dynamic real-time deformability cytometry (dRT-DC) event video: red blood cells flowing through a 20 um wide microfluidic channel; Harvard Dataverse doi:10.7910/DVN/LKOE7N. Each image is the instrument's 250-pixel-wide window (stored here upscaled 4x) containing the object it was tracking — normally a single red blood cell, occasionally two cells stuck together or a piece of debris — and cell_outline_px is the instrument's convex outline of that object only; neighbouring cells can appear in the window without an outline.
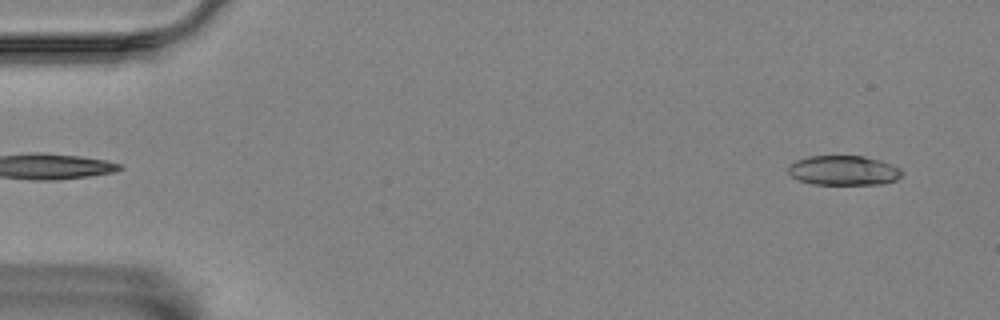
{"species": "Egyptian fruit bat (a non-hibernating species)", "species_latin": "Rousettus aegyptiacus", "temperature_condition": "room temperature", "stored_images_in_passage": 52, "camera_frame_rate_fps": 3000, "um_per_image_px": 0.085, "animal": {"sex": "female"}, "frame": {"image": 1, "passage_image": 2, "time_ms": 0.333, "image_size_px": [1000, 320], "cell_outline_px": [[904, 172], [896, 180], [884, 184], [812, 184], [800, 180], [792, 176], [788, 172], [788, 168], [796, 160], [808, 156], [864, 156], [880, 160], [892, 164], [900, 168]], "centroid_in_image_um": [71.74, 14.48], "position_along_channel_um": 13.3, "area_um2": 19.65}}
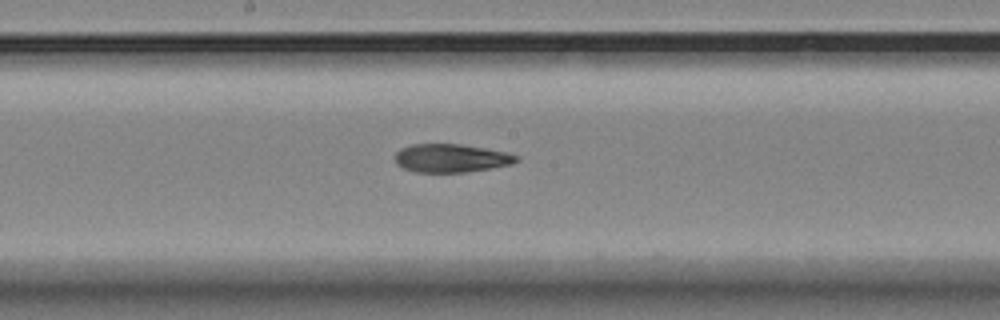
{"frame": {"image": 2, "passage_image": 28, "time_ms": 9.0, "image_size_px": [1000, 320], "cell_outline_px": [[520, 160], [512, 164], [492, 168], [468, 172], [416, 172], [404, 168], [396, 164], [396, 152], [400, 148], [412, 144], [460, 144], [508, 152], [520, 156]], "centroid_in_image_um": [38.39, 13.44], "position_along_channel_um": 209.8, "area_um2": 20.17}}
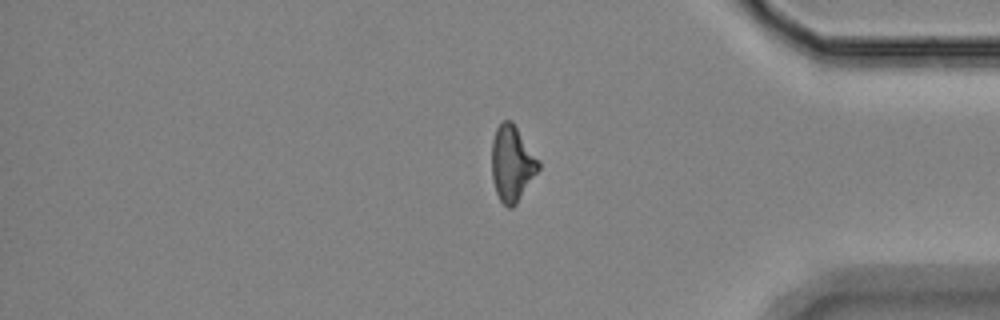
{"frame": {"image": 3, "passage_image": 45, "time_ms": 14.667, "image_size_px": [1000, 320], "cell_outline_px": [[540, 168], [516, 204], [512, 208], [508, 208], [500, 200], [496, 192], [492, 180], [492, 140], [496, 128], [504, 120], [512, 120], [540, 160]], "centroid_in_image_um": [43.53, 13.88], "position_along_channel_um": 391.7, "area_um2": 20.75}}